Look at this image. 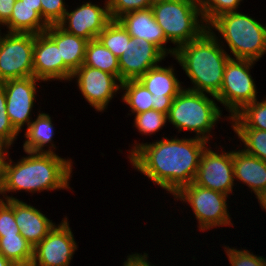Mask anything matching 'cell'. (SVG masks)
<instances>
[{"label":"cell","instance_id":"1","mask_svg":"<svg viewBox=\"0 0 266 266\" xmlns=\"http://www.w3.org/2000/svg\"><path fill=\"white\" fill-rule=\"evenodd\" d=\"M176 137L136 142L128 155L134 169L173 196L194 181L201 154L209 144L197 137Z\"/></svg>","mask_w":266,"mask_h":266},{"label":"cell","instance_id":"2","mask_svg":"<svg viewBox=\"0 0 266 266\" xmlns=\"http://www.w3.org/2000/svg\"><path fill=\"white\" fill-rule=\"evenodd\" d=\"M27 153L15 163L11 158L0 171V194L3 200L17 199L9 192L29 193L44 190L70 189L72 174V160L58 156L56 153ZM14 162V164H13Z\"/></svg>","mask_w":266,"mask_h":266},{"label":"cell","instance_id":"3","mask_svg":"<svg viewBox=\"0 0 266 266\" xmlns=\"http://www.w3.org/2000/svg\"><path fill=\"white\" fill-rule=\"evenodd\" d=\"M218 40L216 32L207 29L200 37L179 46L174 59L182 66L192 87L185 89L206 93L216 99L223 81L225 64L232 58Z\"/></svg>","mask_w":266,"mask_h":266},{"label":"cell","instance_id":"4","mask_svg":"<svg viewBox=\"0 0 266 266\" xmlns=\"http://www.w3.org/2000/svg\"><path fill=\"white\" fill-rule=\"evenodd\" d=\"M218 31L236 59L257 62L266 53V26L238 11L219 15L209 25Z\"/></svg>","mask_w":266,"mask_h":266},{"label":"cell","instance_id":"5","mask_svg":"<svg viewBox=\"0 0 266 266\" xmlns=\"http://www.w3.org/2000/svg\"><path fill=\"white\" fill-rule=\"evenodd\" d=\"M217 104L206 93L184 88L173 99L167 119L178 132L192 131L196 133L195 137L208 142L213 138L211 130L222 119V111Z\"/></svg>","mask_w":266,"mask_h":266},{"label":"cell","instance_id":"6","mask_svg":"<svg viewBox=\"0 0 266 266\" xmlns=\"http://www.w3.org/2000/svg\"><path fill=\"white\" fill-rule=\"evenodd\" d=\"M200 4L175 0L153 2L151 9L155 20L176 48L197 39L208 29Z\"/></svg>","mask_w":266,"mask_h":266},{"label":"cell","instance_id":"7","mask_svg":"<svg viewBox=\"0 0 266 266\" xmlns=\"http://www.w3.org/2000/svg\"><path fill=\"white\" fill-rule=\"evenodd\" d=\"M255 61L246 59L229 58L225 64L223 81L219 93L215 96L230 113L231 119L247 104L257 99V89L254 79L250 74Z\"/></svg>","mask_w":266,"mask_h":266},{"label":"cell","instance_id":"8","mask_svg":"<svg viewBox=\"0 0 266 266\" xmlns=\"http://www.w3.org/2000/svg\"><path fill=\"white\" fill-rule=\"evenodd\" d=\"M190 205L201 231L219 226H233L229 215L226 194L194 184L184 186L173 196Z\"/></svg>","mask_w":266,"mask_h":266},{"label":"cell","instance_id":"9","mask_svg":"<svg viewBox=\"0 0 266 266\" xmlns=\"http://www.w3.org/2000/svg\"><path fill=\"white\" fill-rule=\"evenodd\" d=\"M0 32V83L34 76L35 34Z\"/></svg>","mask_w":266,"mask_h":266},{"label":"cell","instance_id":"10","mask_svg":"<svg viewBox=\"0 0 266 266\" xmlns=\"http://www.w3.org/2000/svg\"><path fill=\"white\" fill-rule=\"evenodd\" d=\"M193 183L228 196L233 193L235 185L233 151L215 152L206 146L201 154Z\"/></svg>","mask_w":266,"mask_h":266},{"label":"cell","instance_id":"11","mask_svg":"<svg viewBox=\"0 0 266 266\" xmlns=\"http://www.w3.org/2000/svg\"><path fill=\"white\" fill-rule=\"evenodd\" d=\"M68 218L47 234L33 248V259L30 266H69L78 245L69 227Z\"/></svg>","mask_w":266,"mask_h":266},{"label":"cell","instance_id":"12","mask_svg":"<svg viewBox=\"0 0 266 266\" xmlns=\"http://www.w3.org/2000/svg\"><path fill=\"white\" fill-rule=\"evenodd\" d=\"M73 78L83 98L98 112L105 111L116 92L121 90V81L115 75L83 64L73 73Z\"/></svg>","mask_w":266,"mask_h":266},{"label":"cell","instance_id":"13","mask_svg":"<svg viewBox=\"0 0 266 266\" xmlns=\"http://www.w3.org/2000/svg\"><path fill=\"white\" fill-rule=\"evenodd\" d=\"M42 82L34 76L9 79L1 82L6 93V110L14 128L21 133L33 120L31 116L34 101H36L37 83Z\"/></svg>","mask_w":266,"mask_h":266},{"label":"cell","instance_id":"14","mask_svg":"<svg viewBox=\"0 0 266 266\" xmlns=\"http://www.w3.org/2000/svg\"><path fill=\"white\" fill-rule=\"evenodd\" d=\"M75 10L66 11L63 19L57 24L69 34L90 41L96 39L100 32L112 20L109 14L108 0L100 7L92 2H83Z\"/></svg>","mask_w":266,"mask_h":266},{"label":"cell","instance_id":"15","mask_svg":"<svg viewBox=\"0 0 266 266\" xmlns=\"http://www.w3.org/2000/svg\"><path fill=\"white\" fill-rule=\"evenodd\" d=\"M166 55L143 38L132 37L118 58L120 81L138 80L149 69L156 67Z\"/></svg>","mask_w":266,"mask_h":266},{"label":"cell","instance_id":"16","mask_svg":"<svg viewBox=\"0 0 266 266\" xmlns=\"http://www.w3.org/2000/svg\"><path fill=\"white\" fill-rule=\"evenodd\" d=\"M34 77L41 81H71L73 72L60 59L57 44L44 32L35 34L33 47ZM51 79V80H50Z\"/></svg>","mask_w":266,"mask_h":266},{"label":"cell","instance_id":"17","mask_svg":"<svg viewBox=\"0 0 266 266\" xmlns=\"http://www.w3.org/2000/svg\"><path fill=\"white\" fill-rule=\"evenodd\" d=\"M173 66H156L149 69L138 80L153 95V109L169 113L173 99L185 88L174 73Z\"/></svg>","mask_w":266,"mask_h":266},{"label":"cell","instance_id":"18","mask_svg":"<svg viewBox=\"0 0 266 266\" xmlns=\"http://www.w3.org/2000/svg\"><path fill=\"white\" fill-rule=\"evenodd\" d=\"M117 20L131 37L143 38L147 42L156 45L166 56L170 54L174 57L177 48H166L169 40L155 20L151 8L125 13Z\"/></svg>","mask_w":266,"mask_h":266},{"label":"cell","instance_id":"19","mask_svg":"<svg viewBox=\"0 0 266 266\" xmlns=\"http://www.w3.org/2000/svg\"><path fill=\"white\" fill-rule=\"evenodd\" d=\"M14 218L20 234L34 248L55 227L40 210L19 199H13Z\"/></svg>","mask_w":266,"mask_h":266},{"label":"cell","instance_id":"20","mask_svg":"<svg viewBox=\"0 0 266 266\" xmlns=\"http://www.w3.org/2000/svg\"><path fill=\"white\" fill-rule=\"evenodd\" d=\"M234 181L246 184L258 198L266 192V162L246 153L243 149L233 151Z\"/></svg>","mask_w":266,"mask_h":266},{"label":"cell","instance_id":"21","mask_svg":"<svg viewBox=\"0 0 266 266\" xmlns=\"http://www.w3.org/2000/svg\"><path fill=\"white\" fill-rule=\"evenodd\" d=\"M45 33L57 44L60 59L74 73L84 62L88 40L69 34L58 25H49Z\"/></svg>","mask_w":266,"mask_h":266},{"label":"cell","instance_id":"22","mask_svg":"<svg viewBox=\"0 0 266 266\" xmlns=\"http://www.w3.org/2000/svg\"><path fill=\"white\" fill-rule=\"evenodd\" d=\"M8 33H44L49 25L41 16V6H28L16 0L11 17L4 25Z\"/></svg>","mask_w":266,"mask_h":266},{"label":"cell","instance_id":"23","mask_svg":"<svg viewBox=\"0 0 266 266\" xmlns=\"http://www.w3.org/2000/svg\"><path fill=\"white\" fill-rule=\"evenodd\" d=\"M37 118L32 120L26 128V140L23 144L24 152L33 153H56V146L53 144L54 126L49 114L39 112ZM50 143V146L47 144ZM45 146L49 148L45 150Z\"/></svg>","mask_w":266,"mask_h":266},{"label":"cell","instance_id":"24","mask_svg":"<svg viewBox=\"0 0 266 266\" xmlns=\"http://www.w3.org/2000/svg\"><path fill=\"white\" fill-rule=\"evenodd\" d=\"M83 65L115 75L120 80L118 57L97 38L87 42Z\"/></svg>","mask_w":266,"mask_h":266},{"label":"cell","instance_id":"25","mask_svg":"<svg viewBox=\"0 0 266 266\" xmlns=\"http://www.w3.org/2000/svg\"><path fill=\"white\" fill-rule=\"evenodd\" d=\"M231 127L243 142V150L266 162V131L248 128L236 115L230 119Z\"/></svg>","mask_w":266,"mask_h":266},{"label":"cell","instance_id":"26","mask_svg":"<svg viewBox=\"0 0 266 266\" xmlns=\"http://www.w3.org/2000/svg\"><path fill=\"white\" fill-rule=\"evenodd\" d=\"M0 253L15 266H30L33 247L21 234L0 236Z\"/></svg>","mask_w":266,"mask_h":266},{"label":"cell","instance_id":"27","mask_svg":"<svg viewBox=\"0 0 266 266\" xmlns=\"http://www.w3.org/2000/svg\"><path fill=\"white\" fill-rule=\"evenodd\" d=\"M121 90L124 93L122 100L130 107L133 115L153 109V95L139 80L121 82Z\"/></svg>","mask_w":266,"mask_h":266},{"label":"cell","instance_id":"28","mask_svg":"<svg viewBox=\"0 0 266 266\" xmlns=\"http://www.w3.org/2000/svg\"><path fill=\"white\" fill-rule=\"evenodd\" d=\"M132 37L118 20H111L97 39L119 58Z\"/></svg>","mask_w":266,"mask_h":266},{"label":"cell","instance_id":"29","mask_svg":"<svg viewBox=\"0 0 266 266\" xmlns=\"http://www.w3.org/2000/svg\"><path fill=\"white\" fill-rule=\"evenodd\" d=\"M236 116L250 129L266 131V97L247 104Z\"/></svg>","mask_w":266,"mask_h":266},{"label":"cell","instance_id":"30","mask_svg":"<svg viewBox=\"0 0 266 266\" xmlns=\"http://www.w3.org/2000/svg\"><path fill=\"white\" fill-rule=\"evenodd\" d=\"M167 121V114L151 109L135 115L134 127L142 135H152L167 125Z\"/></svg>","mask_w":266,"mask_h":266},{"label":"cell","instance_id":"31","mask_svg":"<svg viewBox=\"0 0 266 266\" xmlns=\"http://www.w3.org/2000/svg\"><path fill=\"white\" fill-rule=\"evenodd\" d=\"M243 0H201V11L205 23L209 25L219 15L238 11Z\"/></svg>","mask_w":266,"mask_h":266},{"label":"cell","instance_id":"32","mask_svg":"<svg viewBox=\"0 0 266 266\" xmlns=\"http://www.w3.org/2000/svg\"><path fill=\"white\" fill-rule=\"evenodd\" d=\"M155 0H108L109 14L117 20L125 13L151 8Z\"/></svg>","mask_w":266,"mask_h":266},{"label":"cell","instance_id":"33","mask_svg":"<svg viewBox=\"0 0 266 266\" xmlns=\"http://www.w3.org/2000/svg\"><path fill=\"white\" fill-rule=\"evenodd\" d=\"M227 258L231 266H266V258L257 256L244 249H234L224 246Z\"/></svg>","mask_w":266,"mask_h":266},{"label":"cell","instance_id":"34","mask_svg":"<svg viewBox=\"0 0 266 266\" xmlns=\"http://www.w3.org/2000/svg\"><path fill=\"white\" fill-rule=\"evenodd\" d=\"M20 234L14 218L13 199L3 200L0 197V236Z\"/></svg>","mask_w":266,"mask_h":266},{"label":"cell","instance_id":"35","mask_svg":"<svg viewBox=\"0 0 266 266\" xmlns=\"http://www.w3.org/2000/svg\"><path fill=\"white\" fill-rule=\"evenodd\" d=\"M64 1L41 0V16L48 25H57L63 19L68 8Z\"/></svg>","mask_w":266,"mask_h":266},{"label":"cell","instance_id":"36","mask_svg":"<svg viewBox=\"0 0 266 266\" xmlns=\"http://www.w3.org/2000/svg\"><path fill=\"white\" fill-rule=\"evenodd\" d=\"M19 134L20 133L14 128L7 114L6 93L3 85L0 83V135L13 145Z\"/></svg>","mask_w":266,"mask_h":266},{"label":"cell","instance_id":"37","mask_svg":"<svg viewBox=\"0 0 266 266\" xmlns=\"http://www.w3.org/2000/svg\"><path fill=\"white\" fill-rule=\"evenodd\" d=\"M127 260L123 262V266H155L148 261V254L135 253L127 256Z\"/></svg>","mask_w":266,"mask_h":266},{"label":"cell","instance_id":"38","mask_svg":"<svg viewBox=\"0 0 266 266\" xmlns=\"http://www.w3.org/2000/svg\"><path fill=\"white\" fill-rule=\"evenodd\" d=\"M15 2L16 0H0V27H4L9 21Z\"/></svg>","mask_w":266,"mask_h":266},{"label":"cell","instance_id":"39","mask_svg":"<svg viewBox=\"0 0 266 266\" xmlns=\"http://www.w3.org/2000/svg\"><path fill=\"white\" fill-rule=\"evenodd\" d=\"M11 146L12 145L0 135V171L7 162V159L9 158L8 150Z\"/></svg>","mask_w":266,"mask_h":266},{"label":"cell","instance_id":"40","mask_svg":"<svg viewBox=\"0 0 266 266\" xmlns=\"http://www.w3.org/2000/svg\"><path fill=\"white\" fill-rule=\"evenodd\" d=\"M257 199L261 208L266 211V192L262 193Z\"/></svg>","mask_w":266,"mask_h":266},{"label":"cell","instance_id":"41","mask_svg":"<svg viewBox=\"0 0 266 266\" xmlns=\"http://www.w3.org/2000/svg\"><path fill=\"white\" fill-rule=\"evenodd\" d=\"M0 266H15L10 260L6 259L1 253H0Z\"/></svg>","mask_w":266,"mask_h":266},{"label":"cell","instance_id":"42","mask_svg":"<svg viewBox=\"0 0 266 266\" xmlns=\"http://www.w3.org/2000/svg\"><path fill=\"white\" fill-rule=\"evenodd\" d=\"M28 6H41V0H22Z\"/></svg>","mask_w":266,"mask_h":266},{"label":"cell","instance_id":"43","mask_svg":"<svg viewBox=\"0 0 266 266\" xmlns=\"http://www.w3.org/2000/svg\"><path fill=\"white\" fill-rule=\"evenodd\" d=\"M175 1H183V2H201V0H175Z\"/></svg>","mask_w":266,"mask_h":266}]
</instances>
